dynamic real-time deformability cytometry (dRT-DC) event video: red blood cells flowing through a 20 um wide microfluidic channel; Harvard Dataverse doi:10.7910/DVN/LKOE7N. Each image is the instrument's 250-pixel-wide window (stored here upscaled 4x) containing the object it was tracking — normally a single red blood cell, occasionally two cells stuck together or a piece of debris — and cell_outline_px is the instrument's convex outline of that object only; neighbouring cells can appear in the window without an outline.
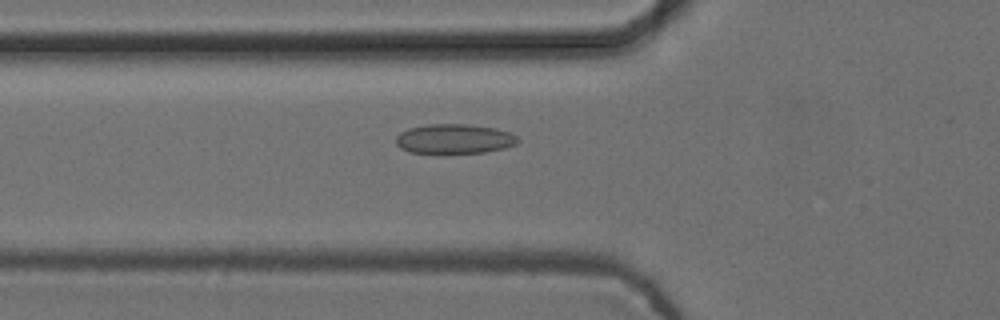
{"species": "common noctule bat (a hibernating species)", "species_latin": "Nyctalus noctula", "temperature_condition": "cold", "stored_images_in_passage": 55, "camera_frame_rate_fps": 3000, "um_per_image_px": 0.085, "animal": {"sex": "female", "body_mass_g": 24.6, "forearm_length_mm": 56.2}, "frame": {"image": 1, "passage_image": 20, "time_ms": 6.333, "image_size_px": [1000, 320], "cell_outline_px": [[520, 140], [516, 144], [504, 148], [484, 152], [408, 152], [400, 148], [396, 144], [396, 136], [400, 132], [408, 128], [428, 124], [468, 124], [496, 128], [508, 132], [516, 136]], "centroid_in_image_um": [38.6, 11.79], "position_along_channel_um": 87.2, "area_um2": 20.87}}
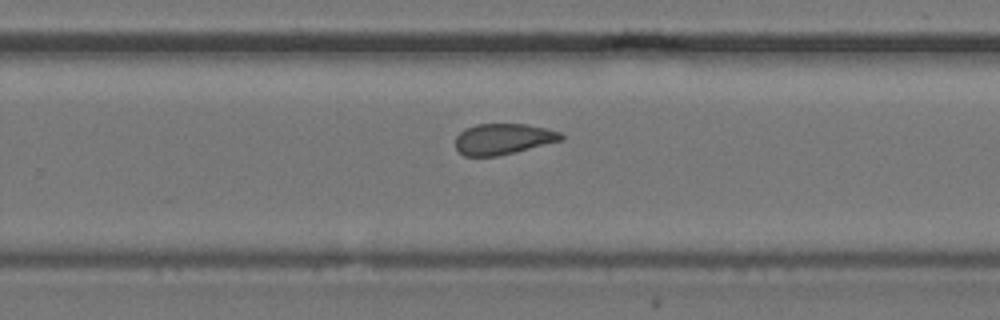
{"frame": {"image": 2, "passage_image": 36, "time_ms": 11.667, "image_size_px": [1000, 320], "cell_outline_px": [[564, 136], [560, 140], [496, 156], [464, 156], [456, 148], [456, 136], [464, 128], [476, 124], [524, 124], [548, 128], [560, 132]], "centroid_in_image_um": [42.72, 11.79], "position_along_channel_um": 287.1, "area_um2": 18.73}}
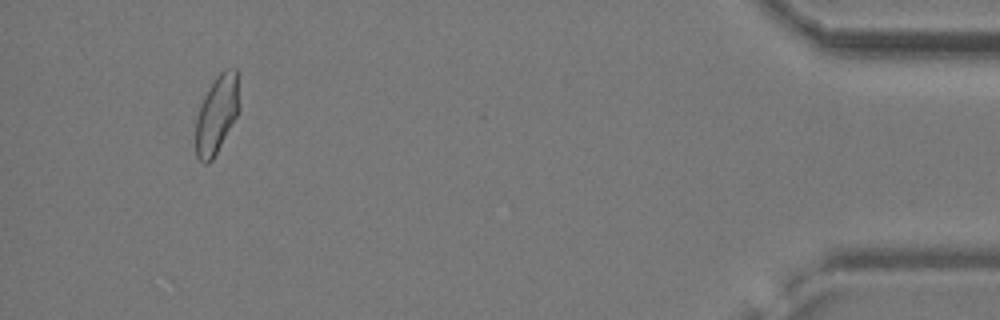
{"frame": {"image": 3, "passage_image": 52, "time_ms": 17.0, "image_size_px": [1000, 320], "cell_outline_px": [[240, 108], [236, 116], [212, 160], [208, 164], [204, 164], [196, 156], [196, 120], [200, 104], [204, 96], [216, 76], [224, 68], [236, 68]], "centroid_in_image_um": [18.42, 9.7], "position_along_channel_um": 416.8, "area_um2": 19.65}, "authors_computed_cell_mechanics": {"area_um2": 20.6924, "velocity_mm_per_s": 3.742, "shape_relaxation_time_tau1_ms": null, "shape_relaxation_time_tau2_ms": 2.5304, "deformation_change_tau1": null, "deformation_change_tau2": 0.0902}}